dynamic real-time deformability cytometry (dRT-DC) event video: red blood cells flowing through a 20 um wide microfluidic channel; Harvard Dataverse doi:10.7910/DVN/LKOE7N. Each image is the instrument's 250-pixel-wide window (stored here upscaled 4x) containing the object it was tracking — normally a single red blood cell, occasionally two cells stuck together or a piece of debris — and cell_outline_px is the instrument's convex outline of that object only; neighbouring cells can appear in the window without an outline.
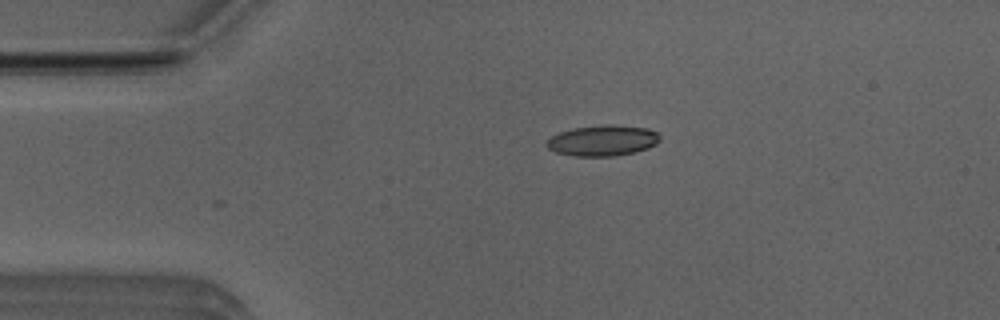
{"species": "Egyptian fruit bat (a non-hibernating species)", "species_latin": "Rousettus aegyptiacus", "temperature_condition": "room temperature", "stored_images_in_passage": 4, "camera_frame_rate_fps": 3000, "um_per_image_px": 0.085, "animal": {"sex": "male"}, "frame": {"image": 1, "passage_image": 3, "time_ms": 0.667, "image_size_px": [1000, 320], "cell_outline_px": [[660, 140], [656, 144], [648, 148], [632, 152], [612, 156], [572, 156], [556, 152], [548, 148], [544, 144], [552, 136], [560, 132], [576, 128], [604, 124], [612, 124], [648, 128], [656, 132], [660, 136]], "centroid_in_image_um": [51.23, 11.94], "position_along_channel_um": 33.8, "area_um2": 20.23}}